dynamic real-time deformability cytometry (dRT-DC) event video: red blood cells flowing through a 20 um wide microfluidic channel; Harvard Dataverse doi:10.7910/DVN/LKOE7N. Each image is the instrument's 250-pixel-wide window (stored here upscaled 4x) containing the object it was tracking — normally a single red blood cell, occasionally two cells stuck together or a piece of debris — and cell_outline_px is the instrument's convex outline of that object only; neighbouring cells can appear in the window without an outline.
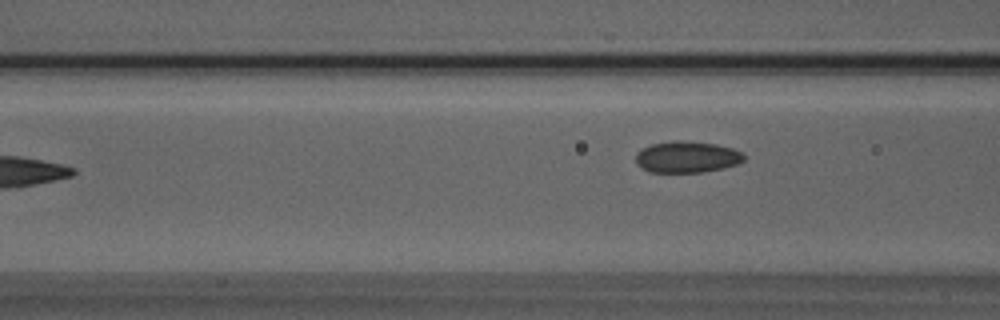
{"species": "Egyptian fruit bat (a non-hibernating species)", "species_latin": "Rousettus aegyptiacus", "temperature_condition": "room temperature", "stored_images_in_passage": 6, "camera_frame_rate_fps": 3000, "um_per_image_px": 0.085, "animal": {"sex": "male"}, "frame": {"image": 1, "passage_image": 6, "time_ms": 5.667, "image_size_px": [1000, 320], "cell_outline_px": [[744, 160], [736, 164], [724, 168], [700, 172], [648, 172], [636, 164], [636, 152], [640, 148], [652, 144], [676, 140], [716, 144], [732, 148], [744, 152]], "centroid_in_image_um": [58.37, 13.34], "position_along_channel_um": 108.2, "area_um2": 19.88}}